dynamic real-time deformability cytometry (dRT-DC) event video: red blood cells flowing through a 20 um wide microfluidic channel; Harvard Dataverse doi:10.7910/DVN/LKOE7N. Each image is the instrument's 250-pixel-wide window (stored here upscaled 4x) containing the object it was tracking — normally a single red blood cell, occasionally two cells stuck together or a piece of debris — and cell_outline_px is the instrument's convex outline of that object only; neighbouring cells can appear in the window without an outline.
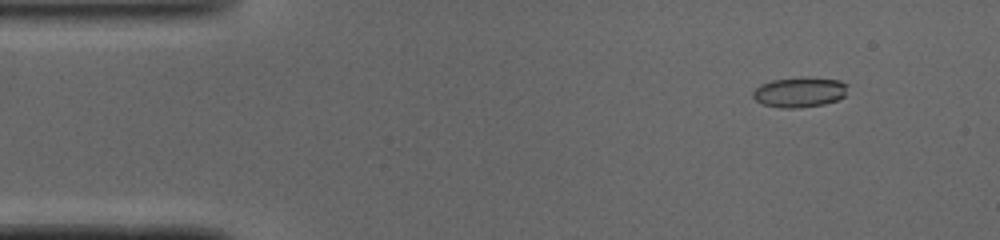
{"species": "common noctule bat (a hibernating species)", "species_latin": "Nyctalus noctula", "temperature_condition": "cold", "stored_images_in_passage": 45, "camera_frame_rate_fps": 3000, "um_per_image_px": 0.085, "animal": {"sex": "male", "body_mass_g": 19.0, "forearm_length_mm": 50.8}, "frame": {"image": 1, "passage_image": 1, "time_ms": 0.0, "image_size_px": [1000, 240], "cell_outline_px": [[848, 84], [844, 96], [836, 100], [824, 104], [800, 108], [780, 108], [764, 104], [756, 100], [752, 96], [752, 92], [760, 84], [772, 80], [804, 76], [840, 80]], "centroid_in_image_um": [67.96, 7.82], "position_along_channel_um": 17.0, "area_um2": 16.82}}
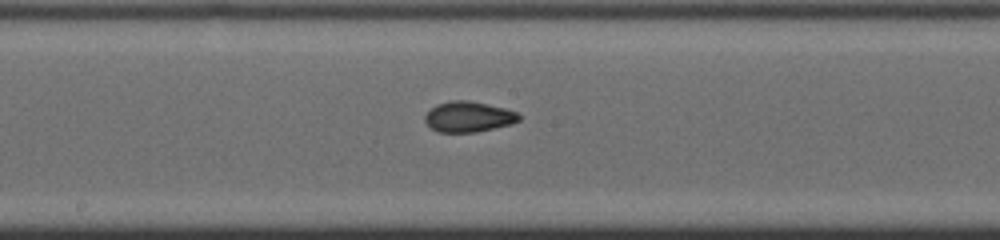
{"frame": {"image": 2, "passage_image": 21, "time_ms": 6.667, "image_size_px": [1000, 240], "cell_outline_px": [[520, 120], [512, 124], [476, 132], [440, 132], [432, 128], [424, 120], [424, 116], [436, 104], [452, 100], [468, 100], [504, 108], [520, 112]], "centroid_in_image_um": [39.85, 9.92], "position_along_channel_um": 208.3, "area_um2": 16.7}}
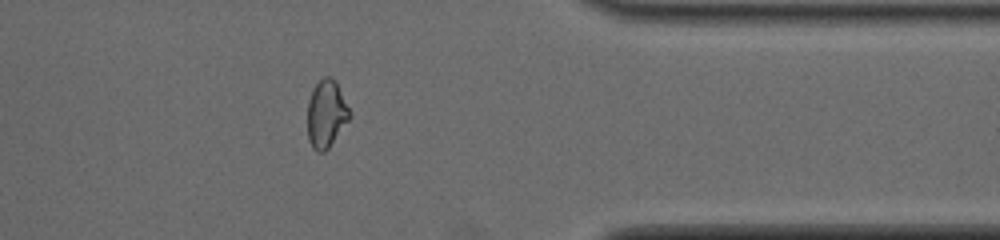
{"frame": {"image": 3, "passage_image": 35, "time_ms": 11.333, "image_size_px": [1000, 240], "cell_outline_px": [[352, 116], [328, 148], [324, 152], [316, 152], [312, 148], [308, 140], [308, 100], [312, 88], [324, 76], [328, 76], [336, 80], [352, 112]], "centroid_in_image_um": [27.75, 9.66], "position_along_channel_um": 383.7, "area_um2": 16.88}, "authors_computed_cell_mechanics": {"area_um2": 16.6464, "velocity_mm_per_s": 4.1192, "shape_relaxation_time_tau1_ms": 3.0855, "shape_relaxation_time_tau2_ms": 1.7976, "deformation_change_tau1": 0.1225, "deformation_change_tau2": 0.0695}}